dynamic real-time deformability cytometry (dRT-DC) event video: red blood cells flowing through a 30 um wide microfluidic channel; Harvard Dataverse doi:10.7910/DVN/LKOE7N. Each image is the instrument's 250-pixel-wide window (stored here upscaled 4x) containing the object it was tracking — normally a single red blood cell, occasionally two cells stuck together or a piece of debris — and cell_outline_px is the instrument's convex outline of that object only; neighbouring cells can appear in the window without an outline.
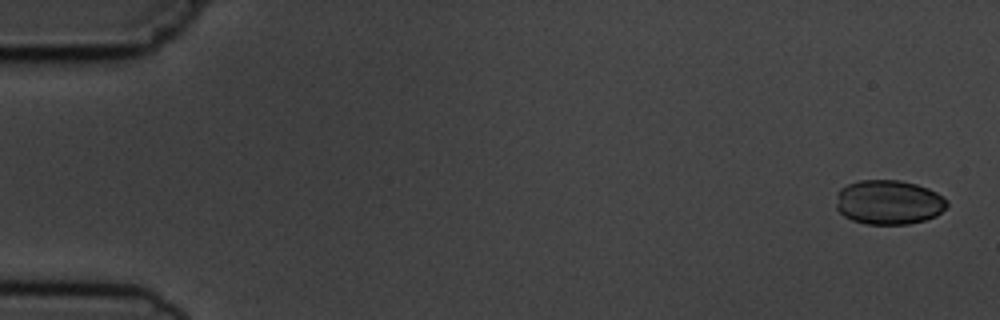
{"species": "common noctule bat (a hibernating species)", "species_latin": "Nyctalus noctula", "temperature_condition": "cold", "stored_images_in_passage": 4, "camera_frame_rate_fps": 3000, "um_per_image_px": 0.085, "animal": {"sex": "male", "body_mass_g": 19.5, "forearm_length_mm": 54.6}, "frame": {"image": 1, "passage_image": 1, "time_ms": 0.0, "image_size_px": [1000, 320], "cell_outline_px": [[948, 204], [936, 216], [924, 220], [908, 224], [868, 224], [852, 220], [844, 216], [836, 208], [836, 192], [840, 188], [848, 184], [860, 180], [900, 180], [916, 184], [928, 188], [936, 192], [948, 200]], "centroid_in_image_um": [75.52, 17.18], "position_along_channel_um": 9.5, "area_um2": 28.84}}
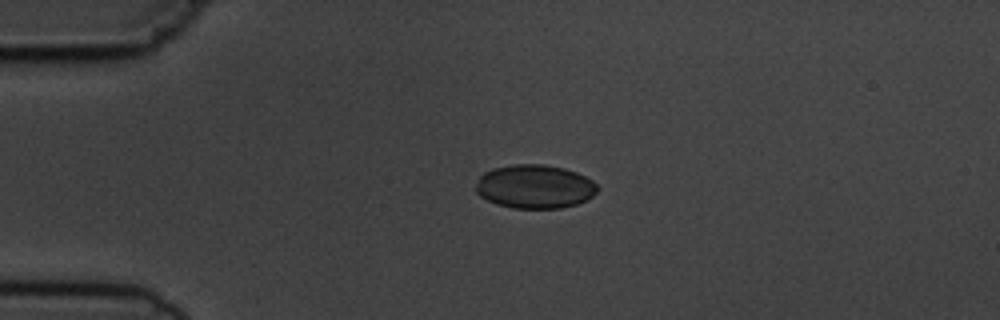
{"frame": {"image": 2, "passage_image": 3, "time_ms": 3.667, "image_size_px": [1000, 320], "cell_outline_px": [[600, 188], [592, 196], [576, 204], [560, 208], [512, 208], [496, 204], [480, 196], [476, 192], [476, 184], [480, 176], [484, 172], [492, 168], [512, 164], [544, 164], [564, 168], [576, 172], [592, 180]], "centroid_in_image_um": [45.44, 15.85], "position_along_channel_um": 39.6, "area_um2": 31.04}}